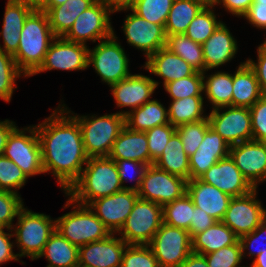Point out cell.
Masks as SVG:
<instances>
[{
    "label": "cell",
    "mask_w": 266,
    "mask_h": 267,
    "mask_svg": "<svg viewBox=\"0 0 266 267\" xmlns=\"http://www.w3.org/2000/svg\"><path fill=\"white\" fill-rule=\"evenodd\" d=\"M186 193L194 206L204 210L216 221H221L228 209L231 196L217 187L198 179L187 181Z\"/></svg>",
    "instance_id": "603a6c76"
},
{
    "label": "cell",
    "mask_w": 266,
    "mask_h": 267,
    "mask_svg": "<svg viewBox=\"0 0 266 267\" xmlns=\"http://www.w3.org/2000/svg\"><path fill=\"white\" fill-rule=\"evenodd\" d=\"M203 100V96H191L172 100L168 108L169 122L174 127H178L182 124L206 119L208 115L203 114Z\"/></svg>",
    "instance_id": "d590c367"
},
{
    "label": "cell",
    "mask_w": 266,
    "mask_h": 267,
    "mask_svg": "<svg viewBox=\"0 0 266 267\" xmlns=\"http://www.w3.org/2000/svg\"><path fill=\"white\" fill-rule=\"evenodd\" d=\"M229 155L254 188L266 181V142L251 140L230 146Z\"/></svg>",
    "instance_id": "ac0fdd59"
},
{
    "label": "cell",
    "mask_w": 266,
    "mask_h": 267,
    "mask_svg": "<svg viewBox=\"0 0 266 267\" xmlns=\"http://www.w3.org/2000/svg\"><path fill=\"white\" fill-rule=\"evenodd\" d=\"M204 256L208 267H242L239 266L243 259L239 240L233 245L223 247Z\"/></svg>",
    "instance_id": "c3c4849f"
},
{
    "label": "cell",
    "mask_w": 266,
    "mask_h": 267,
    "mask_svg": "<svg viewBox=\"0 0 266 267\" xmlns=\"http://www.w3.org/2000/svg\"><path fill=\"white\" fill-rule=\"evenodd\" d=\"M64 208L73 205V211L55 220V230L78 248L105 239L112 234L87 205L76 203L70 197ZM77 204V205H76Z\"/></svg>",
    "instance_id": "277c9868"
},
{
    "label": "cell",
    "mask_w": 266,
    "mask_h": 267,
    "mask_svg": "<svg viewBox=\"0 0 266 267\" xmlns=\"http://www.w3.org/2000/svg\"><path fill=\"white\" fill-rule=\"evenodd\" d=\"M16 127L17 126L14 121H10L8 119H5V121H0V156L4 154L7 139Z\"/></svg>",
    "instance_id": "680465c9"
},
{
    "label": "cell",
    "mask_w": 266,
    "mask_h": 267,
    "mask_svg": "<svg viewBox=\"0 0 266 267\" xmlns=\"http://www.w3.org/2000/svg\"><path fill=\"white\" fill-rule=\"evenodd\" d=\"M28 177L13 161L0 156V190L15 192L23 187Z\"/></svg>",
    "instance_id": "ee69618b"
},
{
    "label": "cell",
    "mask_w": 266,
    "mask_h": 267,
    "mask_svg": "<svg viewBox=\"0 0 266 267\" xmlns=\"http://www.w3.org/2000/svg\"><path fill=\"white\" fill-rule=\"evenodd\" d=\"M23 1L27 6L33 8L34 10H41L48 0H20Z\"/></svg>",
    "instance_id": "6125c7cd"
},
{
    "label": "cell",
    "mask_w": 266,
    "mask_h": 267,
    "mask_svg": "<svg viewBox=\"0 0 266 267\" xmlns=\"http://www.w3.org/2000/svg\"><path fill=\"white\" fill-rule=\"evenodd\" d=\"M194 207L191 198L185 193L181 198L162 206L163 222L188 231Z\"/></svg>",
    "instance_id": "74e56055"
},
{
    "label": "cell",
    "mask_w": 266,
    "mask_h": 267,
    "mask_svg": "<svg viewBox=\"0 0 266 267\" xmlns=\"http://www.w3.org/2000/svg\"><path fill=\"white\" fill-rule=\"evenodd\" d=\"M203 73V93L210 101L212 109L232 106L233 74L218 71L211 75ZM206 77V79H205Z\"/></svg>",
    "instance_id": "836d02e7"
},
{
    "label": "cell",
    "mask_w": 266,
    "mask_h": 267,
    "mask_svg": "<svg viewBox=\"0 0 266 267\" xmlns=\"http://www.w3.org/2000/svg\"><path fill=\"white\" fill-rule=\"evenodd\" d=\"M21 196L15 192L0 190V227L7 228V231L13 232L14 218L18 216L19 211L24 207Z\"/></svg>",
    "instance_id": "bcb514c9"
},
{
    "label": "cell",
    "mask_w": 266,
    "mask_h": 267,
    "mask_svg": "<svg viewBox=\"0 0 266 267\" xmlns=\"http://www.w3.org/2000/svg\"><path fill=\"white\" fill-rule=\"evenodd\" d=\"M232 106L250 108L264 94L255 71L247 61L241 62L233 75Z\"/></svg>",
    "instance_id": "83f0119b"
},
{
    "label": "cell",
    "mask_w": 266,
    "mask_h": 267,
    "mask_svg": "<svg viewBox=\"0 0 266 267\" xmlns=\"http://www.w3.org/2000/svg\"><path fill=\"white\" fill-rule=\"evenodd\" d=\"M197 1L202 2L206 6H211V5L213 6V4H214V0H197Z\"/></svg>",
    "instance_id": "03108f58"
},
{
    "label": "cell",
    "mask_w": 266,
    "mask_h": 267,
    "mask_svg": "<svg viewBox=\"0 0 266 267\" xmlns=\"http://www.w3.org/2000/svg\"><path fill=\"white\" fill-rule=\"evenodd\" d=\"M230 145L211 127L205 132V136L197 151L189 157V180L198 179L212 165L229 155Z\"/></svg>",
    "instance_id": "7402d4cb"
},
{
    "label": "cell",
    "mask_w": 266,
    "mask_h": 267,
    "mask_svg": "<svg viewBox=\"0 0 266 267\" xmlns=\"http://www.w3.org/2000/svg\"><path fill=\"white\" fill-rule=\"evenodd\" d=\"M97 0H67L55 7H43L48 15L50 28L56 37H63L72 27L80 13L92 6Z\"/></svg>",
    "instance_id": "f546056e"
},
{
    "label": "cell",
    "mask_w": 266,
    "mask_h": 267,
    "mask_svg": "<svg viewBox=\"0 0 266 267\" xmlns=\"http://www.w3.org/2000/svg\"><path fill=\"white\" fill-rule=\"evenodd\" d=\"M173 2L174 0H136L131 9L149 22L165 26Z\"/></svg>",
    "instance_id": "60d3db41"
},
{
    "label": "cell",
    "mask_w": 266,
    "mask_h": 267,
    "mask_svg": "<svg viewBox=\"0 0 266 267\" xmlns=\"http://www.w3.org/2000/svg\"><path fill=\"white\" fill-rule=\"evenodd\" d=\"M216 220L208 215L204 210L199 207H194L193 216L188 230L191 238L200 232L205 231L208 227L212 226Z\"/></svg>",
    "instance_id": "db71d44e"
},
{
    "label": "cell",
    "mask_w": 266,
    "mask_h": 267,
    "mask_svg": "<svg viewBox=\"0 0 266 267\" xmlns=\"http://www.w3.org/2000/svg\"><path fill=\"white\" fill-rule=\"evenodd\" d=\"M121 267H160L149 245H128Z\"/></svg>",
    "instance_id": "7dc6e473"
},
{
    "label": "cell",
    "mask_w": 266,
    "mask_h": 267,
    "mask_svg": "<svg viewBox=\"0 0 266 267\" xmlns=\"http://www.w3.org/2000/svg\"><path fill=\"white\" fill-rule=\"evenodd\" d=\"M162 223V206L138 198L118 235L128 245H148Z\"/></svg>",
    "instance_id": "ba28073f"
},
{
    "label": "cell",
    "mask_w": 266,
    "mask_h": 267,
    "mask_svg": "<svg viewBox=\"0 0 266 267\" xmlns=\"http://www.w3.org/2000/svg\"><path fill=\"white\" fill-rule=\"evenodd\" d=\"M206 5L197 0H174L165 25V33L184 34L195 16Z\"/></svg>",
    "instance_id": "e575fe53"
},
{
    "label": "cell",
    "mask_w": 266,
    "mask_h": 267,
    "mask_svg": "<svg viewBox=\"0 0 266 267\" xmlns=\"http://www.w3.org/2000/svg\"><path fill=\"white\" fill-rule=\"evenodd\" d=\"M108 157L113 160H135L149 165L148 140L145 132L131 130L126 125L113 143Z\"/></svg>",
    "instance_id": "4316f807"
},
{
    "label": "cell",
    "mask_w": 266,
    "mask_h": 267,
    "mask_svg": "<svg viewBox=\"0 0 266 267\" xmlns=\"http://www.w3.org/2000/svg\"><path fill=\"white\" fill-rule=\"evenodd\" d=\"M148 72L163 78V84L193 75L196 70L166 47L150 55L143 66Z\"/></svg>",
    "instance_id": "d4e9b609"
},
{
    "label": "cell",
    "mask_w": 266,
    "mask_h": 267,
    "mask_svg": "<svg viewBox=\"0 0 266 267\" xmlns=\"http://www.w3.org/2000/svg\"><path fill=\"white\" fill-rule=\"evenodd\" d=\"M257 54L256 63L252 59L246 61L255 71L261 91L266 95V40L258 46Z\"/></svg>",
    "instance_id": "f5cc1de1"
},
{
    "label": "cell",
    "mask_w": 266,
    "mask_h": 267,
    "mask_svg": "<svg viewBox=\"0 0 266 267\" xmlns=\"http://www.w3.org/2000/svg\"><path fill=\"white\" fill-rule=\"evenodd\" d=\"M148 245L160 267H180L192 253L189 232L164 222Z\"/></svg>",
    "instance_id": "30bf717a"
},
{
    "label": "cell",
    "mask_w": 266,
    "mask_h": 267,
    "mask_svg": "<svg viewBox=\"0 0 266 267\" xmlns=\"http://www.w3.org/2000/svg\"><path fill=\"white\" fill-rule=\"evenodd\" d=\"M138 192L123 189L112 195L92 201L88 206L111 233H118L131 213Z\"/></svg>",
    "instance_id": "e0dca14e"
},
{
    "label": "cell",
    "mask_w": 266,
    "mask_h": 267,
    "mask_svg": "<svg viewBox=\"0 0 266 267\" xmlns=\"http://www.w3.org/2000/svg\"><path fill=\"white\" fill-rule=\"evenodd\" d=\"M209 127L208 117L204 120L190 122L176 127V132L181 138L183 149L189 157L197 151Z\"/></svg>",
    "instance_id": "7bdbcfd3"
},
{
    "label": "cell",
    "mask_w": 266,
    "mask_h": 267,
    "mask_svg": "<svg viewBox=\"0 0 266 267\" xmlns=\"http://www.w3.org/2000/svg\"><path fill=\"white\" fill-rule=\"evenodd\" d=\"M164 89L172 100L203 96V73L196 71L191 76L171 81L164 85Z\"/></svg>",
    "instance_id": "b9f144b4"
},
{
    "label": "cell",
    "mask_w": 266,
    "mask_h": 267,
    "mask_svg": "<svg viewBox=\"0 0 266 267\" xmlns=\"http://www.w3.org/2000/svg\"><path fill=\"white\" fill-rule=\"evenodd\" d=\"M17 219V223L11 228L14 231L12 234L16 239L15 244L19 248L17 255L19 258L27 256L36 260L55 231V220L49 215L36 213L25 207L19 211Z\"/></svg>",
    "instance_id": "8992f818"
},
{
    "label": "cell",
    "mask_w": 266,
    "mask_h": 267,
    "mask_svg": "<svg viewBox=\"0 0 266 267\" xmlns=\"http://www.w3.org/2000/svg\"><path fill=\"white\" fill-rule=\"evenodd\" d=\"M180 267H208L205 256L191 253Z\"/></svg>",
    "instance_id": "94428289"
},
{
    "label": "cell",
    "mask_w": 266,
    "mask_h": 267,
    "mask_svg": "<svg viewBox=\"0 0 266 267\" xmlns=\"http://www.w3.org/2000/svg\"><path fill=\"white\" fill-rule=\"evenodd\" d=\"M103 2L113 13L119 12L124 9H131L136 0H100Z\"/></svg>",
    "instance_id": "91938a15"
},
{
    "label": "cell",
    "mask_w": 266,
    "mask_h": 267,
    "mask_svg": "<svg viewBox=\"0 0 266 267\" xmlns=\"http://www.w3.org/2000/svg\"><path fill=\"white\" fill-rule=\"evenodd\" d=\"M199 179L231 197L243 196L255 189L240 172L230 155L212 165Z\"/></svg>",
    "instance_id": "d6986e66"
},
{
    "label": "cell",
    "mask_w": 266,
    "mask_h": 267,
    "mask_svg": "<svg viewBox=\"0 0 266 267\" xmlns=\"http://www.w3.org/2000/svg\"><path fill=\"white\" fill-rule=\"evenodd\" d=\"M89 48L85 44L71 42L63 37H56L49 46L41 66L31 75L48 70L76 71L88 67Z\"/></svg>",
    "instance_id": "2e32d148"
},
{
    "label": "cell",
    "mask_w": 266,
    "mask_h": 267,
    "mask_svg": "<svg viewBox=\"0 0 266 267\" xmlns=\"http://www.w3.org/2000/svg\"><path fill=\"white\" fill-rule=\"evenodd\" d=\"M252 140L266 142V95H263L250 108Z\"/></svg>",
    "instance_id": "816d5d0a"
},
{
    "label": "cell",
    "mask_w": 266,
    "mask_h": 267,
    "mask_svg": "<svg viewBox=\"0 0 266 267\" xmlns=\"http://www.w3.org/2000/svg\"><path fill=\"white\" fill-rule=\"evenodd\" d=\"M125 116V125L134 131L146 132L155 126L168 124V109L158 100H150L132 111H119Z\"/></svg>",
    "instance_id": "f1b7e54d"
},
{
    "label": "cell",
    "mask_w": 266,
    "mask_h": 267,
    "mask_svg": "<svg viewBox=\"0 0 266 267\" xmlns=\"http://www.w3.org/2000/svg\"><path fill=\"white\" fill-rule=\"evenodd\" d=\"M176 132V127L171 123L155 126L145 132L148 140L149 166L162 155L171 136Z\"/></svg>",
    "instance_id": "f6af8a7d"
},
{
    "label": "cell",
    "mask_w": 266,
    "mask_h": 267,
    "mask_svg": "<svg viewBox=\"0 0 266 267\" xmlns=\"http://www.w3.org/2000/svg\"><path fill=\"white\" fill-rule=\"evenodd\" d=\"M24 76L18 69L12 55L0 50V99L10 102L17 78Z\"/></svg>",
    "instance_id": "ab89813d"
},
{
    "label": "cell",
    "mask_w": 266,
    "mask_h": 267,
    "mask_svg": "<svg viewBox=\"0 0 266 267\" xmlns=\"http://www.w3.org/2000/svg\"><path fill=\"white\" fill-rule=\"evenodd\" d=\"M208 119L210 127L230 146L252 140L251 115L247 107H218L211 110Z\"/></svg>",
    "instance_id": "7c38bea8"
},
{
    "label": "cell",
    "mask_w": 266,
    "mask_h": 267,
    "mask_svg": "<svg viewBox=\"0 0 266 267\" xmlns=\"http://www.w3.org/2000/svg\"><path fill=\"white\" fill-rule=\"evenodd\" d=\"M43 256L49 262L46 267H78L79 248L55 230L37 259Z\"/></svg>",
    "instance_id": "1f68e13d"
},
{
    "label": "cell",
    "mask_w": 266,
    "mask_h": 267,
    "mask_svg": "<svg viewBox=\"0 0 266 267\" xmlns=\"http://www.w3.org/2000/svg\"><path fill=\"white\" fill-rule=\"evenodd\" d=\"M114 161L116 163V167L119 173L120 181L123 185V189L138 191L141 187L142 179L149 165L143 162H138L130 159L114 160ZM128 174H132V177ZM128 178H130L129 180L131 181H133L134 179L136 181L135 185L125 186L124 183L128 181Z\"/></svg>",
    "instance_id": "681fc988"
},
{
    "label": "cell",
    "mask_w": 266,
    "mask_h": 267,
    "mask_svg": "<svg viewBox=\"0 0 266 267\" xmlns=\"http://www.w3.org/2000/svg\"><path fill=\"white\" fill-rule=\"evenodd\" d=\"M187 180L163 171L154 164L148 166L137 191L140 199L161 206L181 198L186 193Z\"/></svg>",
    "instance_id": "5bb4252c"
},
{
    "label": "cell",
    "mask_w": 266,
    "mask_h": 267,
    "mask_svg": "<svg viewBox=\"0 0 266 267\" xmlns=\"http://www.w3.org/2000/svg\"><path fill=\"white\" fill-rule=\"evenodd\" d=\"M253 0H214V6L221 4L232 15L243 17L249 10Z\"/></svg>",
    "instance_id": "6f0895ef"
},
{
    "label": "cell",
    "mask_w": 266,
    "mask_h": 267,
    "mask_svg": "<svg viewBox=\"0 0 266 267\" xmlns=\"http://www.w3.org/2000/svg\"><path fill=\"white\" fill-rule=\"evenodd\" d=\"M4 229L7 228L0 227V265L11 260L19 261L20 259L13 252L14 243L10 241L11 237H14L13 234L5 232Z\"/></svg>",
    "instance_id": "11a10c76"
},
{
    "label": "cell",
    "mask_w": 266,
    "mask_h": 267,
    "mask_svg": "<svg viewBox=\"0 0 266 267\" xmlns=\"http://www.w3.org/2000/svg\"><path fill=\"white\" fill-rule=\"evenodd\" d=\"M3 155L17 164L28 178L45 173L35 125L23 129L17 126L7 139Z\"/></svg>",
    "instance_id": "9c48e42d"
},
{
    "label": "cell",
    "mask_w": 266,
    "mask_h": 267,
    "mask_svg": "<svg viewBox=\"0 0 266 267\" xmlns=\"http://www.w3.org/2000/svg\"><path fill=\"white\" fill-rule=\"evenodd\" d=\"M128 244L115 233L79 247L78 267H121Z\"/></svg>",
    "instance_id": "ffe728a7"
},
{
    "label": "cell",
    "mask_w": 266,
    "mask_h": 267,
    "mask_svg": "<svg viewBox=\"0 0 266 267\" xmlns=\"http://www.w3.org/2000/svg\"><path fill=\"white\" fill-rule=\"evenodd\" d=\"M158 81L141 74H130L127 78L110 86L116 105L119 108L137 109L148 101L158 88Z\"/></svg>",
    "instance_id": "44dd1931"
},
{
    "label": "cell",
    "mask_w": 266,
    "mask_h": 267,
    "mask_svg": "<svg viewBox=\"0 0 266 267\" xmlns=\"http://www.w3.org/2000/svg\"><path fill=\"white\" fill-rule=\"evenodd\" d=\"M80 126L87 156L108 157L113 143L125 126V116L117 113L96 117L73 115Z\"/></svg>",
    "instance_id": "5b68a950"
},
{
    "label": "cell",
    "mask_w": 266,
    "mask_h": 267,
    "mask_svg": "<svg viewBox=\"0 0 266 267\" xmlns=\"http://www.w3.org/2000/svg\"><path fill=\"white\" fill-rule=\"evenodd\" d=\"M166 48L185 60L194 70L204 73L202 44L194 42L185 34L167 35Z\"/></svg>",
    "instance_id": "8d00e7d4"
},
{
    "label": "cell",
    "mask_w": 266,
    "mask_h": 267,
    "mask_svg": "<svg viewBox=\"0 0 266 267\" xmlns=\"http://www.w3.org/2000/svg\"><path fill=\"white\" fill-rule=\"evenodd\" d=\"M123 190L116 163L109 157H90L79 179L65 193L76 203L92 201Z\"/></svg>",
    "instance_id": "7a4b0ae2"
},
{
    "label": "cell",
    "mask_w": 266,
    "mask_h": 267,
    "mask_svg": "<svg viewBox=\"0 0 266 267\" xmlns=\"http://www.w3.org/2000/svg\"><path fill=\"white\" fill-rule=\"evenodd\" d=\"M257 188L250 193L232 197L221 220L240 238L253 232L265 219L266 209L257 198Z\"/></svg>",
    "instance_id": "4fadbf2b"
},
{
    "label": "cell",
    "mask_w": 266,
    "mask_h": 267,
    "mask_svg": "<svg viewBox=\"0 0 266 267\" xmlns=\"http://www.w3.org/2000/svg\"><path fill=\"white\" fill-rule=\"evenodd\" d=\"M249 267H266V251L255 257Z\"/></svg>",
    "instance_id": "be15d7a7"
},
{
    "label": "cell",
    "mask_w": 266,
    "mask_h": 267,
    "mask_svg": "<svg viewBox=\"0 0 266 267\" xmlns=\"http://www.w3.org/2000/svg\"><path fill=\"white\" fill-rule=\"evenodd\" d=\"M213 7V8H212ZM214 5L205 6L191 21L187 31L184 33L194 42L203 44L223 22L217 19ZM218 20V21H217Z\"/></svg>",
    "instance_id": "f35d334b"
},
{
    "label": "cell",
    "mask_w": 266,
    "mask_h": 267,
    "mask_svg": "<svg viewBox=\"0 0 266 267\" xmlns=\"http://www.w3.org/2000/svg\"><path fill=\"white\" fill-rule=\"evenodd\" d=\"M20 35L18 50L13 58L25 78L41 66L56 36L50 28L47 13L41 10H34L27 17Z\"/></svg>",
    "instance_id": "3957f363"
},
{
    "label": "cell",
    "mask_w": 266,
    "mask_h": 267,
    "mask_svg": "<svg viewBox=\"0 0 266 267\" xmlns=\"http://www.w3.org/2000/svg\"><path fill=\"white\" fill-rule=\"evenodd\" d=\"M132 11L124 20L123 31L127 43L143 51L146 59L166 45L165 26L151 23Z\"/></svg>",
    "instance_id": "9a60e30c"
},
{
    "label": "cell",
    "mask_w": 266,
    "mask_h": 267,
    "mask_svg": "<svg viewBox=\"0 0 266 267\" xmlns=\"http://www.w3.org/2000/svg\"><path fill=\"white\" fill-rule=\"evenodd\" d=\"M243 18L258 29H266V6L253 2Z\"/></svg>",
    "instance_id": "9f6ffc18"
},
{
    "label": "cell",
    "mask_w": 266,
    "mask_h": 267,
    "mask_svg": "<svg viewBox=\"0 0 266 267\" xmlns=\"http://www.w3.org/2000/svg\"><path fill=\"white\" fill-rule=\"evenodd\" d=\"M71 112L65 104H59L48 118L35 125L44 172L52 173L65 193L79 179L89 159L79 123Z\"/></svg>",
    "instance_id": "6da1fadb"
},
{
    "label": "cell",
    "mask_w": 266,
    "mask_h": 267,
    "mask_svg": "<svg viewBox=\"0 0 266 267\" xmlns=\"http://www.w3.org/2000/svg\"><path fill=\"white\" fill-rule=\"evenodd\" d=\"M239 241L242 248V257L247 255L253 258L266 251V219L253 232L240 237ZM246 249L249 250L247 254Z\"/></svg>",
    "instance_id": "f907efd6"
},
{
    "label": "cell",
    "mask_w": 266,
    "mask_h": 267,
    "mask_svg": "<svg viewBox=\"0 0 266 267\" xmlns=\"http://www.w3.org/2000/svg\"><path fill=\"white\" fill-rule=\"evenodd\" d=\"M34 11L33 8L27 6L20 0H8L3 18V26L0 35L3 44L0 50L14 55L18 50L20 41V33L27 17Z\"/></svg>",
    "instance_id": "484cf974"
},
{
    "label": "cell",
    "mask_w": 266,
    "mask_h": 267,
    "mask_svg": "<svg viewBox=\"0 0 266 267\" xmlns=\"http://www.w3.org/2000/svg\"><path fill=\"white\" fill-rule=\"evenodd\" d=\"M113 12L100 0L78 15L69 31L63 36L67 41L85 44L110 37L114 29L110 22Z\"/></svg>",
    "instance_id": "8fae6325"
},
{
    "label": "cell",
    "mask_w": 266,
    "mask_h": 267,
    "mask_svg": "<svg viewBox=\"0 0 266 267\" xmlns=\"http://www.w3.org/2000/svg\"><path fill=\"white\" fill-rule=\"evenodd\" d=\"M202 48L204 72L228 63L238 50L237 41L223 22L202 44Z\"/></svg>",
    "instance_id": "cb8c5ba5"
},
{
    "label": "cell",
    "mask_w": 266,
    "mask_h": 267,
    "mask_svg": "<svg viewBox=\"0 0 266 267\" xmlns=\"http://www.w3.org/2000/svg\"><path fill=\"white\" fill-rule=\"evenodd\" d=\"M115 35L113 32L110 37L99 41L94 49L89 48L88 51V67L92 64L95 72L109 87L131 74L128 68L129 59Z\"/></svg>",
    "instance_id": "52a82bcc"
},
{
    "label": "cell",
    "mask_w": 266,
    "mask_h": 267,
    "mask_svg": "<svg viewBox=\"0 0 266 267\" xmlns=\"http://www.w3.org/2000/svg\"><path fill=\"white\" fill-rule=\"evenodd\" d=\"M153 164L163 171L189 181V156L185 153L181 138L177 132L171 136L162 155Z\"/></svg>",
    "instance_id": "d6a6232c"
},
{
    "label": "cell",
    "mask_w": 266,
    "mask_h": 267,
    "mask_svg": "<svg viewBox=\"0 0 266 267\" xmlns=\"http://www.w3.org/2000/svg\"><path fill=\"white\" fill-rule=\"evenodd\" d=\"M67 0H48L44 7H55L64 4Z\"/></svg>",
    "instance_id": "e7e4bbea"
},
{
    "label": "cell",
    "mask_w": 266,
    "mask_h": 267,
    "mask_svg": "<svg viewBox=\"0 0 266 267\" xmlns=\"http://www.w3.org/2000/svg\"><path fill=\"white\" fill-rule=\"evenodd\" d=\"M253 2H257L260 5H265L266 6V0H253Z\"/></svg>",
    "instance_id": "003e7915"
},
{
    "label": "cell",
    "mask_w": 266,
    "mask_h": 267,
    "mask_svg": "<svg viewBox=\"0 0 266 267\" xmlns=\"http://www.w3.org/2000/svg\"><path fill=\"white\" fill-rule=\"evenodd\" d=\"M191 240L192 252L205 255L233 245L239 238L222 221H216L205 231L195 234Z\"/></svg>",
    "instance_id": "4dcf8cb0"
}]
</instances>
